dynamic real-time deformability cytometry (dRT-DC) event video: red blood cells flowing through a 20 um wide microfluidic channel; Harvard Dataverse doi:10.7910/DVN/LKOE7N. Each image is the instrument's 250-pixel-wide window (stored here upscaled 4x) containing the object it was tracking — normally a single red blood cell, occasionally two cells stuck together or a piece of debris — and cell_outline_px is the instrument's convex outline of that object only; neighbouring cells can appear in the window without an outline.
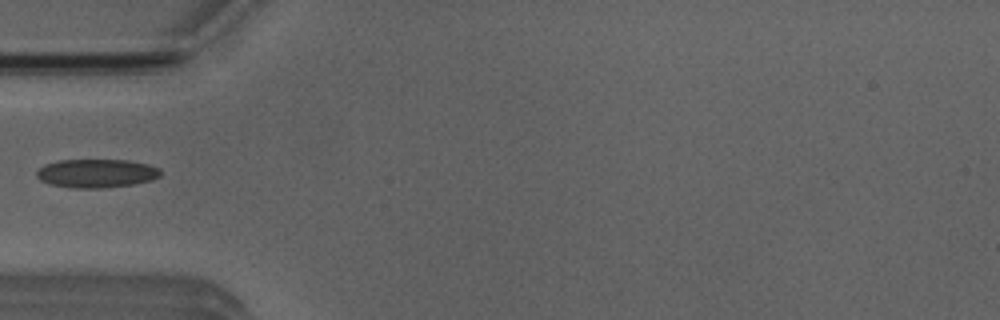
{"species": "Egyptian fruit bat (a non-hibernating species)", "species_latin": "Rousettus aegyptiacus", "temperature_condition": "room temperature", "stored_images_in_passage": 5, "camera_frame_rate_fps": 3000, "um_per_image_px": 0.085, "animal": {"sex": "male"}, "frame": {"image": 1, "passage_image": 4, "time_ms": 3.667, "image_size_px": [1000, 320], "cell_outline_px": [[160, 176], [152, 180], [136, 184], [100, 188], [72, 188], [48, 184], [40, 180], [36, 176], [36, 172], [44, 164], [60, 160], [128, 160], [148, 164], [160, 168]], "centroid_in_image_um": [8.2, 14.74], "position_along_channel_um": 76.8, "area_um2": 20.81}}